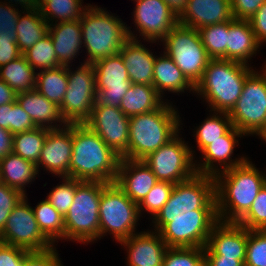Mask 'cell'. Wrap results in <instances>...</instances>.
<instances>
[{"mask_svg": "<svg viewBox=\"0 0 266 266\" xmlns=\"http://www.w3.org/2000/svg\"><path fill=\"white\" fill-rule=\"evenodd\" d=\"M22 55L16 41L0 40V67Z\"/></svg>", "mask_w": 266, "mask_h": 266, "instance_id": "obj_52", "label": "cell"}, {"mask_svg": "<svg viewBox=\"0 0 266 266\" xmlns=\"http://www.w3.org/2000/svg\"><path fill=\"white\" fill-rule=\"evenodd\" d=\"M48 1L51 0H35L36 8L40 10Z\"/></svg>", "mask_w": 266, "mask_h": 266, "instance_id": "obj_60", "label": "cell"}, {"mask_svg": "<svg viewBox=\"0 0 266 266\" xmlns=\"http://www.w3.org/2000/svg\"><path fill=\"white\" fill-rule=\"evenodd\" d=\"M17 100V93L0 79V106Z\"/></svg>", "mask_w": 266, "mask_h": 266, "instance_id": "obj_55", "label": "cell"}, {"mask_svg": "<svg viewBox=\"0 0 266 266\" xmlns=\"http://www.w3.org/2000/svg\"><path fill=\"white\" fill-rule=\"evenodd\" d=\"M30 252L24 248L0 242V266H24V259Z\"/></svg>", "mask_w": 266, "mask_h": 266, "instance_id": "obj_48", "label": "cell"}, {"mask_svg": "<svg viewBox=\"0 0 266 266\" xmlns=\"http://www.w3.org/2000/svg\"><path fill=\"white\" fill-rule=\"evenodd\" d=\"M138 231L119 242L127 251V266H162L168 246L154 230Z\"/></svg>", "mask_w": 266, "mask_h": 266, "instance_id": "obj_20", "label": "cell"}, {"mask_svg": "<svg viewBox=\"0 0 266 266\" xmlns=\"http://www.w3.org/2000/svg\"><path fill=\"white\" fill-rule=\"evenodd\" d=\"M266 0H231L234 19L249 20Z\"/></svg>", "mask_w": 266, "mask_h": 266, "instance_id": "obj_50", "label": "cell"}, {"mask_svg": "<svg viewBox=\"0 0 266 266\" xmlns=\"http://www.w3.org/2000/svg\"><path fill=\"white\" fill-rule=\"evenodd\" d=\"M72 144L69 177L115 183L121 157L86 124H72Z\"/></svg>", "mask_w": 266, "mask_h": 266, "instance_id": "obj_2", "label": "cell"}, {"mask_svg": "<svg viewBox=\"0 0 266 266\" xmlns=\"http://www.w3.org/2000/svg\"><path fill=\"white\" fill-rule=\"evenodd\" d=\"M7 1L8 2H6V3H8L9 5H13L15 7H17L18 4H20L19 6H21V7H19V8H21L23 11L36 9L35 0H7Z\"/></svg>", "mask_w": 266, "mask_h": 266, "instance_id": "obj_58", "label": "cell"}, {"mask_svg": "<svg viewBox=\"0 0 266 266\" xmlns=\"http://www.w3.org/2000/svg\"><path fill=\"white\" fill-rule=\"evenodd\" d=\"M62 184H57L47 194L46 199L63 216L71 207L75 194V179L71 177H60Z\"/></svg>", "mask_w": 266, "mask_h": 266, "instance_id": "obj_42", "label": "cell"}, {"mask_svg": "<svg viewBox=\"0 0 266 266\" xmlns=\"http://www.w3.org/2000/svg\"><path fill=\"white\" fill-rule=\"evenodd\" d=\"M13 134L0 127V159L13 152Z\"/></svg>", "mask_w": 266, "mask_h": 266, "instance_id": "obj_54", "label": "cell"}, {"mask_svg": "<svg viewBox=\"0 0 266 266\" xmlns=\"http://www.w3.org/2000/svg\"><path fill=\"white\" fill-rule=\"evenodd\" d=\"M162 266H205L204 248L168 247Z\"/></svg>", "mask_w": 266, "mask_h": 266, "instance_id": "obj_40", "label": "cell"}, {"mask_svg": "<svg viewBox=\"0 0 266 266\" xmlns=\"http://www.w3.org/2000/svg\"><path fill=\"white\" fill-rule=\"evenodd\" d=\"M174 185L167 181H158L138 205L140 216L142 217V213L147 212L151 215L150 220L153 219L168 201Z\"/></svg>", "mask_w": 266, "mask_h": 266, "instance_id": "obj_41", "label": "cell"}, {"mask_svg": "<svg viewBox=\"0 0 266 266\" xmlns=\"http://www.w3.org/2000/svg\"><path fill=\"white\" fill-rule=\"evenodd\" d=\"M158 182L143 160L121 158L115 184L136 204H140Z\"/></svg>", "mask_w": 266, "mask_h": 266, "instance_id": "obj_21", "label": "cell"}, {"mask_svg": "<svg viewBox=\"0 0 266 266\" xmlns=\"http://www.w3.org/2000/svg\"><path fill=\"white\" fill-rule=\"evenodd\" d=\"M198 31L209 58L227 60L228 21L207 25Z\"/></svg>", "mask_w": 266, "mask_h": 266, "instance_id": "obj_38", "label": "cell"}, {"mask_svg": "<svg viewBox=\"0 0 266 266\" xmlns=\"http://www.w3.org/2000/svg\"><path fill=\"white\" fill-rule=\"evenodd\" d=\"M253 70L247 77L241 96L228 113L233 126L245 136H254L266 122V69Z\"/></svg>", "mask_w": 266, "mask_h": 266, "instance_id": "obj_11", "label": "cell"}, {"mask_svg": "<svg viewBox=\"0 0 266 266\" xmlns=\"http://www.w3.org/2000/svg\"><path fill=\"white\" fill-rule=\"evenodd\" d=\"M5 1H0V40L16 41V26L20 10Z\"/></svg>", "mask_w": 266, "mask_h": 266, "instance_id": "obj_45", "label": "cell"}, {"mask_svg": "<svg viewBox=\"0 0 266 266\" xmlns=\"http://www.w3.org/2000/svg\"><path fill=\"white\" fill-rule=\"evenodd\" d=\"M80 63L75 70L71 68L72 64L67 66L68 88L60 106L67 124L85 123L97 102L94 67L89 63Z\"/></svg>", "mask_w": 266, "mask_h": 266, "instance_id": "obj_10", "label": "cell"}, {"mask_svg": "<svg viewBox=\"0 0 266 266\" xmlns=\"http://www.w3.org/2000/svg\"><path fill=\"white\" fill-rule=\"evenodd\" d=\"M108 184L75 179L74 200L64 216L65 241L88 245L100 239V199Z\"/></svg>", "mask_w": 266, "mask_h": 266, "instance_id": "obj_6", "label": "cell"}, {"mask_svg": "<svg viewBox=\"0 0 266 266\" xmlns=\"http://www.w3.org/2000/svg\"><path fill=\"white\" fill-rule=\"evenodd\" d=\"M48 33L60 66H70L84 50L80 20L50 24Z\"/></svg>", "mask_w": 266, "mask_h": 266, "instance_id": "obj_26", "label": "cell"}, {"mask_svg": "<svg viewBox=\"0 0 266 266\" xmlns=\"http://www.w3.org/2000/svg\"><path fill=\"white\" fill-rule=\"evenodd\" d=\"M162 54H159L161 56L156 55L153 67V86L155 90L163 99L166 91L177 95H182L185 91L194 94L195 86L169 56L164 52Z\"/></svg>", "mask_w": 266, "mask_h": 266, "instance_id": "obj_28", "label": "cell"}, {"mask_svg": "<svg viewBox=\"0 0 266 266\" xmlns=\"http://www.w3.org/2000/svg\"><path fill=\"white\" fill-rule=\"evenodd\" d=\"M20 191L0 183V232L13 208L24 198Z\"/></svg>", "mask_w": 266, "mask_h": 266, "instance_id": "obj_46", "label": "cell"}, {"mask_svg": "<svg viewBox=\"0 0 266 266\" xmlns=\"http://www.w3.org/2000/svg\"><path fill=\"white\" fill-rule=\"evenodd\" d=\"M253 29L257 42L262 46L266 44V2L248 20Z\"/></svg>", "mask_w": 266, "mask_h": 266, "instance_id": "obj_51", "label": "cell"}, {"mask_svg": "<svg viewBox=\"0 0 266 266\" xmlns=\"http://www.w3.org/2000/svg\"><path fill=\"white\" fill-rule=\"evenodd\" d=\"M217 215L155 216L152 230L159 232L168 247L204 248Z\"/></svg>", "mask_w": 266, "mask_h": 266, "instance_id": "obj_12", "label": "cell"}, {"mask_svg": "<svg viewBox=\"0 0 266 266\" xmlns=\"http://www.w3.org/2000/svg\"><path fill=\"white\" fill-rule=\"evenodd\" d=\"M245 266H266V230L247 229Z\"/></svg>", "mask_w": 266, "mask_h": 266, "instance_id": "obj_43", "label": "cell"}, {"mask_svg": "<svg viewBox=\"0 0 266 266\" xmlns=\"http://www.w3.org/2000/svg\"><path fill=\"white\" fill-rule=\"evenodd\" d=\"M72 124L62 128L48 130L45 143L38 160V172L41 168L55 176L69 177V165L72 155Z\"/></svg>", "mask_w": 266, "mask_h": 266, "instance_id": "obj_19", "label": "cell"}, {"mask_svg": "<svg viewBox=\"0 0 266 266\" xmlns=\"http://www.w3.org/2000/svg\"><path fill=\"white\" fill-rule=\"evenodd\" d=\"M120 157L128 150L129 117L118 107L95 103L90 118L84 123Z\"/></svg>", "mask_w": 266, "mask_h": 266, "instance_id": "obj_16", "label": "cell"}, {"mask_svg": "<svg viewBox=\"0 0 266 266\" xmlns=\"http://www.w3.org/2000/svg\"><path fill=\"white\" fill-rule=\"evenodd\" d=\"M165 101L153 85L132 83L120 103V110L128 117L151 112Z\"/></svg>", "mask_w": 266, "mask_h": 266, "instance_id": "obj_30", "label": "cell"}, {"mask_svg": "<svg viewBox=\"0 0 266 266\" xmlns=\"http://www.w3.org/2000/svg\"><path fill=\"white\" fill-rule=\"evenodd\" d=\"M237 223L248 230H266V184L259 191L249 211Z\"/></svg>", "mask_w": 266, "mask_h": 266, "instance_id": "obj_44", "label": "cell"}, {"mask_svg": "<svg viewBox=\"0 0 266 266\" xmlns=\"http://www.w3.org/2000/svg\"><path fill=\"white\" fill-rule=\"evenodd\" d=\"M83 0H51L48 1L41 9L42 17L47 21L48 25L79 20L85 9L89 6L82 5Z\"/></svg>", "mask_w": 266, "mask_h": 266, "instance_id": "obj_37", "label": "cell"}, {"mask_svg": "<svg viewBox=\"0 0 266 266\" xmlns=\"http://www.w3.org/2000/svg\"><path fill=\"white\" fill-rule=\"evenodd\" d=\"M16 101L27 112L36 127L51 130L67 125L60 112V107L49 101L35 88L17 93Z\"/></svg>", "mask_w": 266, "mask_h": 266, "instance_id": "obj_25", "label": "cell"}, {"mask_svg": "<svg viewBox=\"0 0 266 266\" xmlns=\"http://www.w3.org/2000/svg\"><path fill=\"white\" fill-rule=\"evenodd\" d=\"M227 60L250 65L261 45L257 42L250 22L243 19L228 21ZM258 51V52H257ZM249 60V61H248Z\"/></svg>", "mask_w": 266, "mask_h": 266, "instance_id": "obj_27", "label": "cell"}, {"mask_svg": "<svg viewBox=\"0 0 266 266\" xmlns=\"http://www.w3.org/2000/svg\"><path fill=\"white\" fill-rule=\"evenodd\" d=\"M32 209L40 231L54 246L65 240L64 216L46 198Z\"/></svg>", "mask_w": 266, "mask_h": 266, "instance_id": "obj_34", "label": "cell"}, {"mask_svg": "<svg viewBox=\"0 0 266 266\" xmlns=\"http://www.w3.org/2000/svg\"><path fill=\"white\" fill-rule=\"evenodd\" d=\"M105 9L89 4L79 19L82 44L87 54L84 63L93 64L100 59L118 54L129 38L126 22Z\"/></svg>", "mask_w": 266, "mask_h": 266, "instance_id": "obj_5", "label": "cell"}, {"mask_svg": "<svg viewBox=\"0 0 266 266\" xmlns=\"http://www.w3.org/2000/svg\"><path fill=\"white\" fill-rule=\"evenodd\" d=\"M27 195L10 212L0 242L28 251H45L54 245L42 234Z\"/></svg>", "mask_w": 266, "mask_h": 266, "instance_id": "obj_14", "label": "cell"}, {"mask_svg": "<svg viewBox=\"0 0 266 266\" xmlns=\"http://www.w3.org/2000/svg\"><path fill=\"white\" fill-rule=\"evenodd\" d=\"M36 128V125L27 112L22 109L17 101L12 102L11 133L17 134Z\"/></svg>", "mask_w": 266, "mask_h": 266, "instance_id": "obj_49", "label": "cell"}, {"mask_svg": "<svg viewBox=\"0 0 266 266\" xmlns=\"http://www.w3.org/2000/svg\"><path fill=\"white\" fill-rule=\"evenodd\" d=\"M119 54L132 83L153 85V67L156 54L142 44L141 39L128 38Z\"/></svg>", "mask_w": 266, "mask_h": 266, "instance_id": "obj_24", "label": "cell"}, {"mask_svg": "<svg viewBox=\"0 0 266 266\" xmlns=\"http://www.w3.org/2000/svg\"><path fill=\"white\" fill-rule=\"evenodd\" d=\"M37 71L21 55L14 61L0 67V79L16 93L32 90L36 86Z\"/></svg>", "mask_w": 266, "mask_h": 266, "instance_id": "obj_33", "label": "cell"}, {"mask_svg": "<svg viewBox=\"0 0 266 266\" xmlns=\"http://www.w3.org/2000/svg\"><path fill=\"white\" fill-rule=\"evenodd\" d=\"M37 176V165L13 152L0 159V183L17 189L25 196V187L31 185Z\"/></svg>", "mask_w": 266, "mask_h": 266, "instance_id": "obj_29", "label": "cell"}, {"mask_svg": "<svg viewBox=\"0 0 266 266\" xmlns=\"http://www.w3.org/2000/svg\"><path fill=\"white\" fill-rule=\"evenodd\" d=\"M56 249L53 246L45 251H31L24 259V266H64Z\"/></svg>", "mask_w": 266, "mask_h": 266, "instance_id": "obj_47", "label": "cell"}, {"mask_svg": "<svg viewBox=\"0 0 266 266\" xmlns=\"http://www.w3.org/2000/svg\"><path fill=\"white\" fill-rule=\"evenodd\" d=\"M233 19L229 0H188L178 23L196 30Z\"/></svg>", "mask_w": 266, "mask_h": 266, "instance_id": "obj_23", "label": "cell"}, {"mask_svg": "<svg viewBox=\"0 0 266 266\" xmlns=\"http://www.w3.org/2000/svg\"><path fill=\"white\" fill-rule=\"evenodd\" d=\"M178 112L166 101L156 110L129 117V145L121 158L143 160L170 141L183 125Z\"/></svg>", "mask_w": 266, "mask_h": 266, "instance_id": "obj_3", "label": "cell"}, {"mask_svg": "<svg viewBox=\"0 0 266 266\" xmlns=\"http://www.w3.org/2000/svg\"><path fill=\"white\" fill-rule=\"evenodd\" d=\"M11 110L12 103H7L0 106V127L11 132Z\"/></svg>", "mask_w": 266, "mask_h": 266, "instance_id": "obj_56", "label": "cell"}, {"mask_svg": "<svg viewBox=\"0 0 266 266\" xmlns=\"http://www.w3.org/2000/svg\"><path fill=\"white\" fill-rule=\"evenodd\" d=\"M205 266H245V260L217 256L207 245L204 247Z\"/></svg>", "mask_w": 266, "mask_h": 266, "instance_id": "obj_53", "label": "cell"}, {"mask_svg": "<svg viewBox=\"0 0 266 266\" xmlns=\"http://www.w3.org/2000/svg\"><path fill=\"white\" fill-rule=\"evenodd\" d=\"M92 65L95 71L97 101L101 105L120 108L121 100L132 85L121 55L118 53L100 59Z\"/></svg>", "mask_w": 266, "mask_h": 266, "instance_id": "obj_17", "label": "cell"}, {"mask_svg": "<svg viewBox=\"0 0 266 266\" xmlns=\"http://www.w3.org/2000/svg\"><path fill=\"white\" fill-rule=\"evenodd\" d=\"M251 159L214 176L218 220L238 222L250 209L266 184L265 171H259Z\"/></svg>", "mask_w": 266, "mask_h": 266, "instance_id": "obj_1", "label": "cell"}, {"mask_svg": "<svg viewBox=\"0 0 266 266\" xmlns=\"http://www.w3.org/2000/svg\"><path fill=\"white\" fill-rule=\"evenodd\" d=\"M67 66L40 70L36 73L35 89L59 107L67 90Z\"/></svg>", "mask_w": 266, "mask_h": 266, "instance_id": "obj_32", "label": "cell"}, {"mask_svg": "<svg viewBox=\"0 0 266 266\" xmlns=\"http://www.w3.org/2000/svg\"><path fill=\"white\" fill-rule=\"evenodd\" d=\"M48 26L39 9L22 11L16 26V43L20 52L23 54L42 39L48 33Z\"/></svg>", "mask_w": 266, "mask_h": 266, "instance_id": "obj_31", "label": "cell"}, {"mask_svg": "<svg viewBox=\"0 0 266 266\" xmlns=\"http://www.w3.org/2000/svg\"><path fill=\"white\" fill-rule=\"evenodd\" d=\"M245 136L234 126L221 137L208 145L201 153L202 160H195L196 173L215 176L227 169L243 164L248 157L242 155L232 159L234 148L239 145V138ZM219 166V167H218Z\"/></svg>", "mask_w": 266, "mask_h": 266, "instance_id": "obj_18", "label": "cell"}, {"mask_svg": "<svg viewBox=\"0 0 266 266\" xmlns=\"http://www.w3.org/2000/svg\"><path fill=\"white\" fill-rule=\"evenodd\" d=\"M255 136L256 137L258 136L259 138H261L266 143V122H265L264 126L256 133Z\"/></svg>", "mask_w": 266, "mask_h": 266, "instance_id": "obj_59", "label": "cell"}, {"mask_svg": "<svg viewBox=\"0 0 266 266\" xmlns=\"http://www.w3.org/2000/svg\"><path fill=\"white\" fill-rule=\"evenodd\" d=\"M217 215L214 176L196 173L174 185L156 216Z\"/></svg>", "mask_w": 266, "mask_h": 266, "instance_id": "obj_7", "label": "cell"}, {"mask_svg": "<svg viewBox=\"0 0 266 266\" xmlns=\"http://www.w3.org/2000/svg\"><path fill=\"white\" fill-rule=\"evenodd\" d=\"M136 4L133 10L135 30L127 28L128 37L146 42H160L166 34L178 23V17L164 0H133ZM136 32L137 34H135ZM139 33V37L138 36Z\"/></svg>", "mask_w": 266, "mask_h": 266, "instance_id": "obj_15", "label": "cell"}, {"mask_svg": "<svg viewBox=\"0 0 266 266\" xmlns=\"http://www.w3.org/2000/svg\"><path fill=\"white\" fill-rule=\"evenodd\" d=\"M160 42L164 46L163 52L195 86L210 60L199 31L177 23Z\"/></svg>", "mask_w": 266, "mask_h": 266, "instance_id": "obj_8", "label": "cell"}, {"mask_svg": "<svg viewBox=\"0 0 266 266\" xmlns=\"http://www.w3.org/2000/svg\"><path fill=\"white\" fill-rule=\"evenodd\" d=\"M22 55L36 71L60 66L49 33Z\"/></svg>", "mask_w": 266, "mask_h": 266, "instance_id": "obj_39", "label": "cell"}, {"mask_svg": "<svg viewBox=\"0 0 266 266\" xmlns=\"http://www.w3.org/2000/svg\"><path fill=\"white\" fill-rule=\"evenodd\" d=\"M99 208L100 240L109 234L119 243L137 233L139 206L115 183L102 190Z\"/></svg>", "mask_w": 266, "mask_h": 266, "instance_id": "obj_9", "label": "cell"}, {"mask_svg": "<svg viewBox=\"0 0 266 266\" xmlns=\"http://www.w3.org/2000/svg\"><path fill=\"white\" fill-rule=\"evenodd\" d=\"M48 130L46 128L36 127L29 131L14 134L13 153L37 164Z\"/></svg>", "mask_w": 266, "mask_h": 266, "instance_id": "obj_36", "label": "cell"}, {"mask_svg": "<svg viewBox=\"0 0 266 266\" xmlns=\"http://www.w3.org/2000/svg\"><path fill=\"white\" fill-rule=\"evenodd\" d=\"M253 66L226 59H210L195 94L204 99L210 110L229 113L241 96L246 77ZM202 98H201V97Z\"/></svg>", "mask_w": 266, "mask_h": 266, "instance_id": "obj_4", "label": "cell"}, {"mask_svg": "<svg viewBox=\"0 0 266 266\" xmlns=\"http://www.w3.org/2000/svg\"><path fill=\"white\" fill-rule=\"evenodd\" d=\"M180 132L143 159L158 181L177 184L196 174L195 149L185 142L182 135H179Z\"/></svg>", "mask_w": 266, "mask_h": 266, "instance_id": "obj_13", "label": "cell"}, {"mask_svg": "<svg viewBox=\"0 0 266 266\" xmlns=\"http://www.w3.org/2000/svg\"><path fill=\"white\" fill-rule=\"evenodd\" d=\"M207 246L217 256L245 260L247 229L237 222L218 221L211 230Z\"/></svg>", "mask_w": 266, "mask_h": 266, "instance_id": "obj_22", "label": "cell"}, {"mask_svg": "<svg viewBox=\"0 0 266 266\" xmlns=\"http://www.w3.org/2000/svg\"><path fill=\"white\" fill-rule=\"evenodd\" d=\"M177 17L185 10L188 0H164Z\"/></svg>", "mask_w": 266, "mask_h": 266, "instance_id": "obj_57", "label": "cell"}, {"mask_svg": "<svg viewBox=\"0 0 266 266\" xmlns=\"http://www.w3.org/2000/svg\"><path fill=\"white\" fill-rule=\"evenodd\" d=\"M211 112L207 116V118L204 119V121L195 127V131L193 133L196 139L197 143V149L200 151V153L213 141H216L217 139H221L223 135H225L232 127V120L229 117L228 113L225 112ZM213 113V114H212Z\"/></svg>", "mask_w": 266, "mask_h": 266, "instance_id": "obj_35", "label": "cell"}]
</instances>
